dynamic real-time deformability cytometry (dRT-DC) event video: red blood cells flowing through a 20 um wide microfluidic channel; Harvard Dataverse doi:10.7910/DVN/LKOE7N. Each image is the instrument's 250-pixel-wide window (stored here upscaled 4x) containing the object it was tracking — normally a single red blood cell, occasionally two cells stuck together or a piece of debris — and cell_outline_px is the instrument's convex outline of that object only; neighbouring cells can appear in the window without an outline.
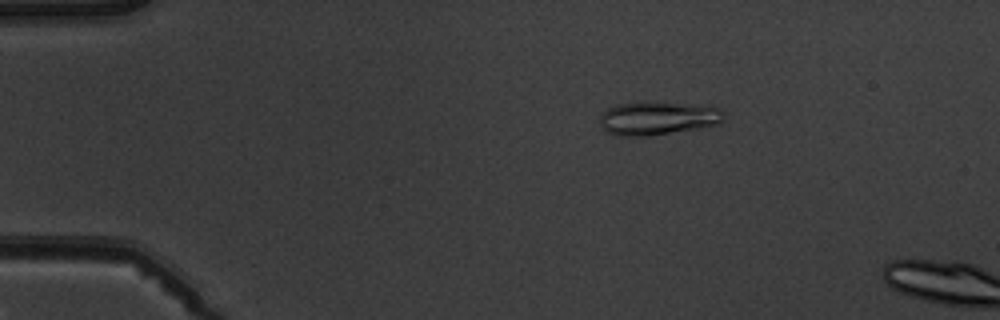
{"species": "common noctule bat (a hibernating species)", "species_latin": "Nyctalus noctula", "temperature_condition": "warm", "stored_images_in_passage": 3, "camera_frame_rate_fps": 3000, "um_per_image_px": 0.085, "animal": {"sex": "male", "body_mass_g": 19.5, "forearm_length_mm": 54.6}, "frame": {"image": 1, "passage_image": 2, "time_ms": 2.333, "image_size_px": [1000, 320], "cell_outline_px": [[728, 112], [724, 120], [720, 124], [700, 128], [644, 136], [616, 136], [608, 132], [600, 124], [600, 116], [608, 108], [616, 104], [712, 104]], "centroid_in_image_um": [56.04, 10.06], "position_along_channel_um": 29.0, "area_um2": 23.93}}